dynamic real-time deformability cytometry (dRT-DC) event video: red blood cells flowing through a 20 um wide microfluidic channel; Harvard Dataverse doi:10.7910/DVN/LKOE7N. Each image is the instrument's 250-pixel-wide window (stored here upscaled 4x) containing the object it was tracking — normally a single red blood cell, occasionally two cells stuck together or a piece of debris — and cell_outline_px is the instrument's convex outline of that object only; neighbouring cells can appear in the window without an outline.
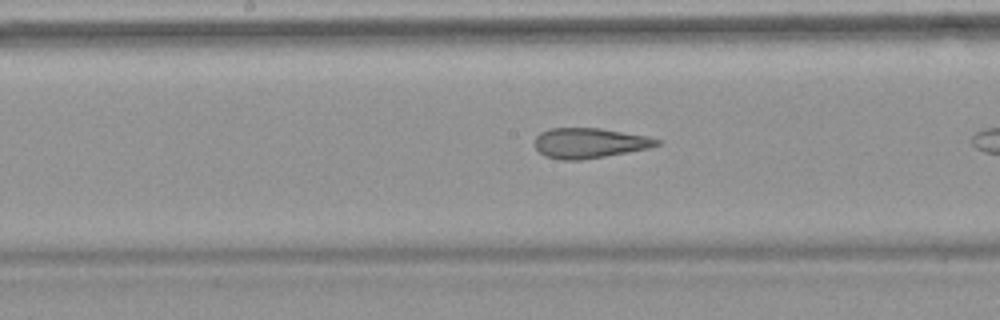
{"species": "common noctule bat (a hibernating species)", "species_latin": "Nyctalus noctula", "temperature_condition": "warm", "stored_images_in_passage": 28, "camera_frame_rate_fps": 3000, "um_per_image_px": 0.085, "animal": {"sex": "female", "body_mass_g": 18.4}, "frame": {"image": 1, "passage_image": 13, "time_ms": 4.0, "image_size_px": [1000, 320], "cell_outline_px": [[660, 144], [648, 148], [628, 152], [580, 160], [560, 160], [544, 156], [536, 148], [536, 136], [540, 132], [548, 128], [600, 128], [648, 136], [660, 140]], "centroid_in_image_um": [50.09, 12.15], "position_along_channel_um": 198.1, "area_um2": 21.39}}
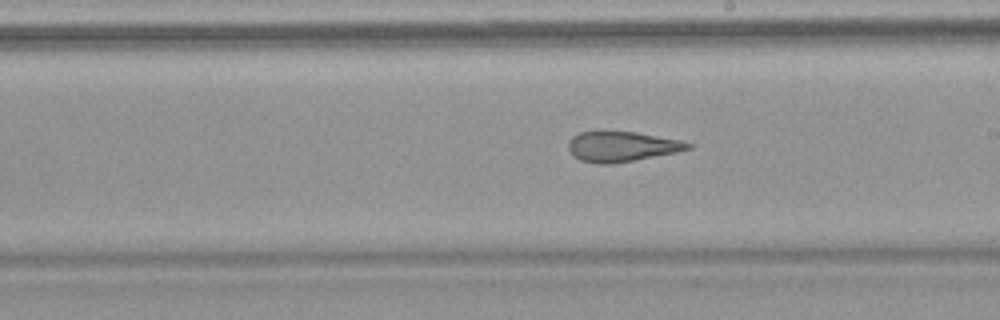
{"frame": {"image": 2, "passage_image": 16, "time_ms": 5.0, "image_size_px": [1000, 320], "cell_outline_px": [[692, 148], [676, 152], [612, 164], [596, 164], [580, 160], [572, 156], [568, 148], [568, 140], [572, 136], [580, 132], [600, 128], [604, 128], [636, 132], [680, 140], [692, 144]], "centroid_in_image_um": [52.75, 12.41], "position_along_channel_um": 236.2, "area_um2": 21.79}}